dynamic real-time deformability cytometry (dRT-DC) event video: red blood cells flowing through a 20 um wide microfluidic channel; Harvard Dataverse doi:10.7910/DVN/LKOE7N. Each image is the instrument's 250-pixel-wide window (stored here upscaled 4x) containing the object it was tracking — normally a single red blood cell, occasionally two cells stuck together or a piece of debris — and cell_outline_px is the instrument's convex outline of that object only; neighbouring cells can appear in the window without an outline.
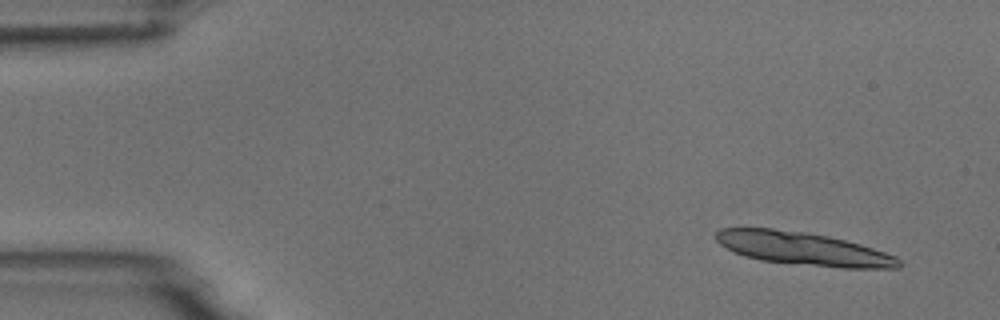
{"species": "common noctule bat (a hibernating species)", "species_latin": "Nyctalus noctula", "temperature_condition": "room temperature", "stored_images_in_passage": 4, "camera_frame_rate_fps": 3000, "um_per_image_px": 0.085, "animal": {"sex": "male", "body_mass_g": 18.8}, "frame": {"image": 1, "passage_image": 1, "time_ms": 0.0, "image_size_px": [1000, 320], "cell_outline_px": [[904, 264], [900, 268], [840, 268], [760, 260], [744, 256], [720, 244], [716, 240], [716, 232], [720, 228], [772, 228], [804, 232], [828, 236], [860, 244], [896, 256]], "centroid_in_image_um": [68.3, 21.14], "position_along_channel_um": 16.7, "area_um2": 35.03}}